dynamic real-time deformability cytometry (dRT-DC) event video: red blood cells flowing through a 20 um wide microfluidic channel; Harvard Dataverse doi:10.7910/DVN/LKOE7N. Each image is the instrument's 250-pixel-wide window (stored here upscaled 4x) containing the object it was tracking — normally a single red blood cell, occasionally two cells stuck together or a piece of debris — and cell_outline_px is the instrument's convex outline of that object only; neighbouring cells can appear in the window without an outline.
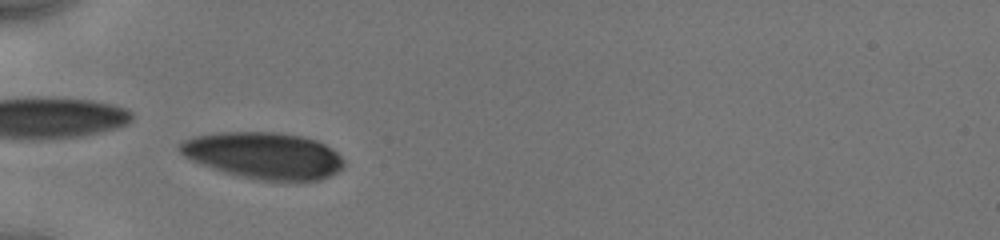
{"species": "human", "species_latin": "Homo sapiens", "temperature_condition": "cold", "stored_images_in_passage": 32, "camera_frame_rate_fps": 3000, "um_per_image_px": 0.085, "donor": {"sex": "male"}, "frame": {"image": 1, "passage_image": 13, "time_ms": 2.333, "image_size_px": [1000, 240], "cell_outline_px": [[344, 168], [320, 180], [260, 180], [240, 176], [224, 172], [212, 168], [192, 160], [184, 156], [176, 148], [184, 140], [196, 136], [220, 132], [280, 132], [304, 136], [316, 140], [332, 148], [344, 160]], "centroid_in_image_um": [22.43, 13.21], "position_along_channel_um": 62.6, "area_um2": 44.45}}
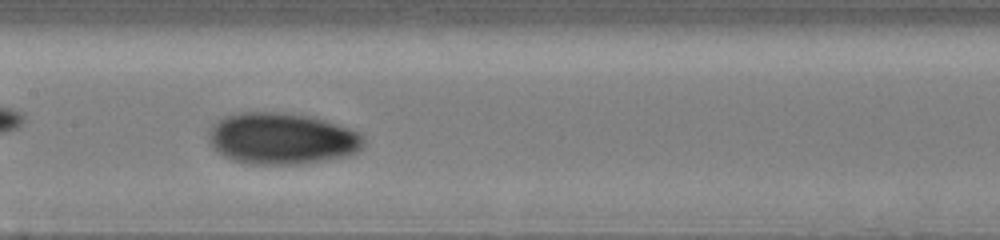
{"frame": {"image": 2, "passage_image": 31, "time_ms": 5.667, "image_size_px": [1000, 240], "cell_outline_px": [[364, 144], [356, 152], [348, 156], [300, 164], [252, 164], [232, 160], [216, 152], [212, 148], [208, 140], [208, 128], [212, 124], [224, 116], [236, 112], [284, 112], [312, 116], [328, 120], [360, 132], [364, 136]], "centroid_in_image_um": [23.93, 11.76], "position_along_channel_um": 183.5, "area_um2": 47.28}}